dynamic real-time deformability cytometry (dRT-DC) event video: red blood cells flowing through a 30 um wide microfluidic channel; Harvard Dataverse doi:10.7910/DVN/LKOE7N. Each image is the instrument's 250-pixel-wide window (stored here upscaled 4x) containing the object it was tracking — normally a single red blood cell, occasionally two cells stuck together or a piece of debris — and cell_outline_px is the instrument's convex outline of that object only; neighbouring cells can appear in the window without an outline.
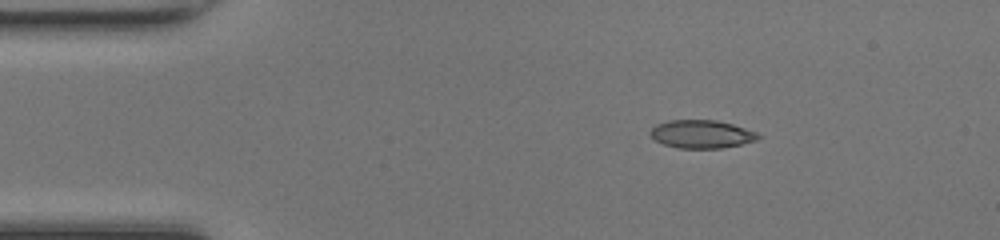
{"species": "common noctule bat (a hibernating species)", "species_latin": "Nyctalus noctula", "temperature_condition": "room temperature", "stored_images_in_passage": 42, "camera_frame_rate_fps": 3000, "um_per_image_px": 0.085, "animal": {"sex": "female", "body_mass_g": 17.0, "forearm_length_mm": 48.0}, "frame": {"image": 1, "passage_image": 1, "time_ms": 0.0, "image_size_px": [1000, 240], "cell_outline_px": [[760, 136], [756, 140], [740, 144], [720, 148], [680, 148], [664, 144], [656, 140], [648, 132], [656, 124], [668, 120], [716, 120], [732, 124], [756, 132]], "centroid_in_image_um": [59.6, 11.39], "position_along_channel_um": 25.4, "area_um2": 17.46}}
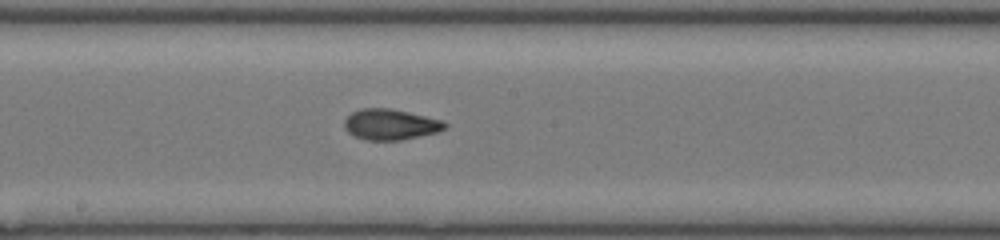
{"frame": {"image": 2, "passage_image": 19, "time_ms": 6.0, "image_size_px": [1000, 240], "cell_outline_px": [[448, 128], [436, 132], [400, 140], [364, 140], [348, 132], [344, 128], [344, 120], [352, 112], [360, 108], [388, 108], [408, 112], [440, 120], [448, 124]], "centroid_in_image_um": [33.16, 10.58], "position_along_channel_um": 215.0, "area_um2": 17.86}}
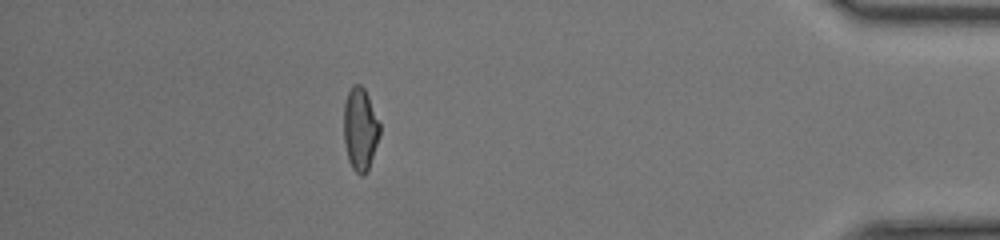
{"frame": {"image": 3, "passage_image": 36, "time_ms": 11.667, "image_size_px": [1000, 240], "cell_outline_px": [[380, 136], [368, 172], [364, 176], [360, 176], [352, 168], [348, 160], [344, 140], [344, 104], [348, 92], [352, 84], [360, 84], [364, 88], [368, 96], [380, 124]], "centroid_in_image_um": [30.62, 11.01], "position_along_channel_um": 404.6, "area_um2": 17.57}, "authors_computed_cell_mechanics": {"area_um2": 17.5712, "velocity_mm_per_s": 4.2654, "shape_relaxation_time_tau1_ms": 5.9886, "shape_relaxation_time_tau2_ms": 1.6503, "deformation_change_tau1": 0.2236, "deformation_change_tau2": 0.0863}}